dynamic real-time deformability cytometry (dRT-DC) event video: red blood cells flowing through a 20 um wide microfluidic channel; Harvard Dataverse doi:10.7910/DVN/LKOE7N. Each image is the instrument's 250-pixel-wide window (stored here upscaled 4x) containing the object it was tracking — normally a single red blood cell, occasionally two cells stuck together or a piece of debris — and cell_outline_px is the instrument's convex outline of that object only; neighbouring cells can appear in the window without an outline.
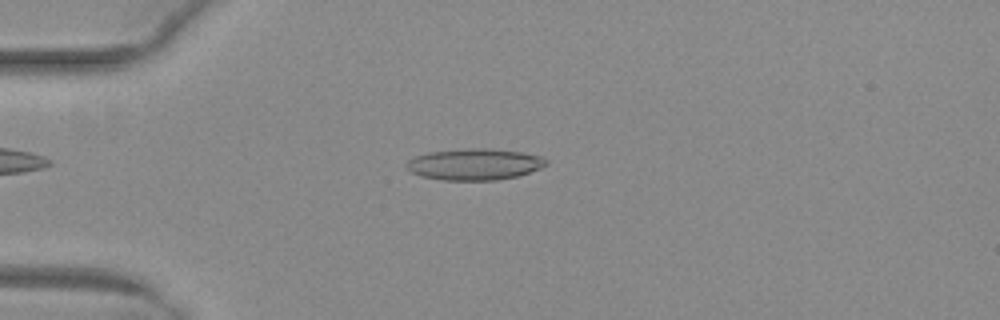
{"species": "common noctule bat (a hibernating species)", "species_latin": "Nyctalus noctula", "temperature_condition": "warm", "stored_images_in_passage": 43, "camera_frame_rate_fps": 3000, "um_per_image_px": 0.085, "animal": {"sex": "female", "body_mass_g": 29.2, "forearm_length_mm": 56.3}, "frame": {"image": 1, "passage_image": 6, "time_ms": 1.667, "image_size_px": [1000, 320], "cell_outline_px": [[548, 164], [540, 168], [516, 176], [496, 180], [444, 180], [420, 176], [412, 172], [408, 168], [408, 160], [416, 156], [428, 152], [464, 148], [492, 148], [520, 152], [540, 156], [548, 160]], "centroid_in_image_um": [40.34, 13.95], "position_along_channel_um": 44.7, "area_um2": 25.43}}
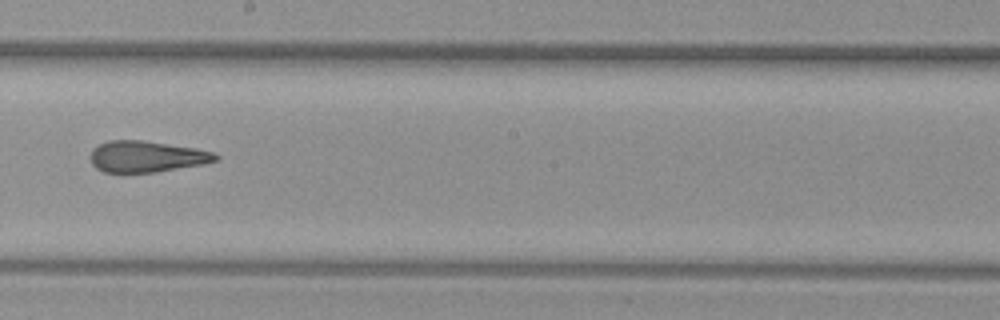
{"frame": {"image": 2, "passage_image": 22, "time_ms": 7.0, "image_size_px": [1000, 320], "cell_outline_px": [[220, 156], [216, 160], [204, 164], [156, 172], [104, 172], [96, 168], [92, 164], [92, 148], [108, 140], [140, 140], [196, 148], [216, 152]], "centroid_in_image_um": [12.49, 13.3], "position_along_channel_um": 235.7, "area_um2": 22.72}}
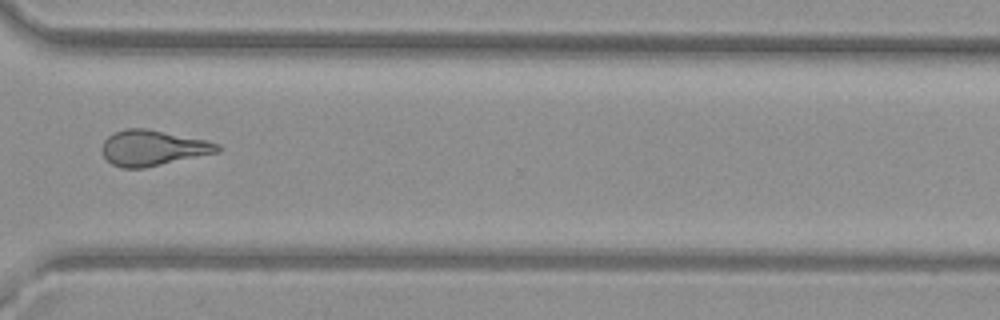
{"frame": {"image": 3, "passage_image": 31, "time_ms": 10.0, "image_size_px": [1000, 320], "cell_outline_px": [[220, 152], [144, 168], [120, 168], [112, 164], [104, 156], [100, 148], [104, 140], [108, 136], [124, 128], [144, 128], [208, 140], [220, 144]], "centroid_in_image_um": [12.99, 12.58], "position_along_channel_um": 357.6, "area_um2": 24.04}, "authors_computed_cell_mechanics": {"area_um2": 23.7558, "velocity_mm_per_s": 4.0622, "shape_relaxation_time_tau1_ms": null, "shape_relaxation_time_tau2_ms": 2.1044, "deformation_change_tau1": null, "deformation_change_tau2": 0.1223}}